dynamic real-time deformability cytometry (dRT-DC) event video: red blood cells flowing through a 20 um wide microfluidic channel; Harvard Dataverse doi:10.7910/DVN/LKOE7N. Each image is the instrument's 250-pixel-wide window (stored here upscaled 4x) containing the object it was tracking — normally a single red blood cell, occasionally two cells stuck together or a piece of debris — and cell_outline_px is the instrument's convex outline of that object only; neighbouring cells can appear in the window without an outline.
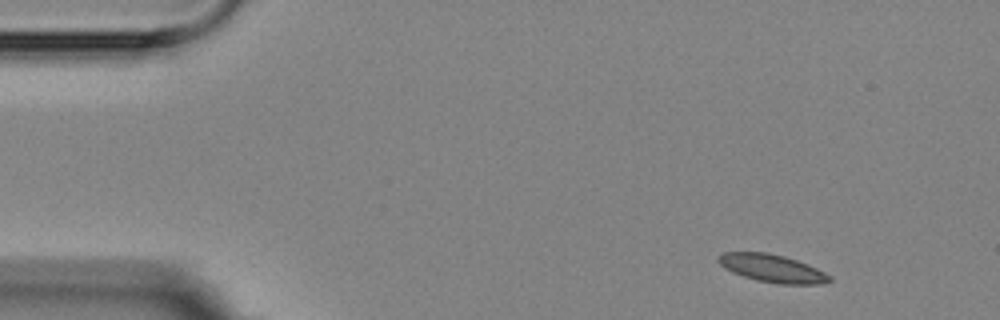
{"species": "Egyptian fruit bat (a non-hibernating species)", "species_latin": "Rousettus aegyptiacus", "temperature_condition": "room temperature", "stored_images_in_passage": 4, "camera_frame_rate_fps": 3000, "um_per_image_px": 0.085, "animal": {"sex": "female"}, "frame": {"image": 1, "passage_image": 1, "time_ms": 0.0, "image_size_px": [1000, 320], "cell_outline_px": [[832, 280], [820, 284], [776, 284], [756, 280], [732, 272], [724, 268], [716, 260], [724, 252], [768, 252], [784, 256], [808, 264], [832, 276]], "centroid_in_image_um": [65.64, 22.81], "position_along_channel_um": 19.4, "area_um2": 18.03}}
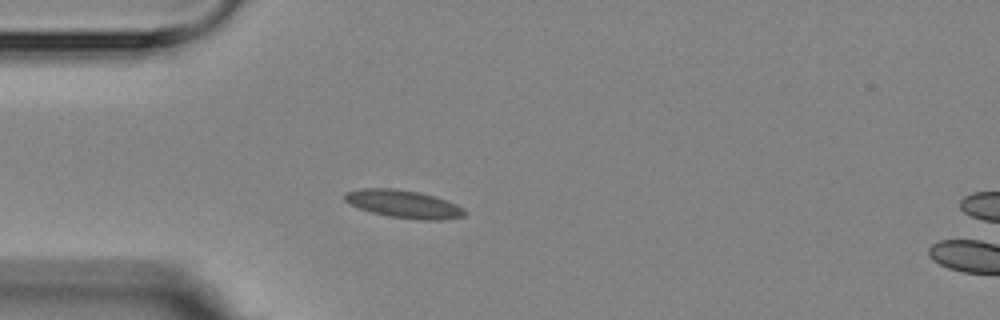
{"frame": {"image": 2, "passage_image": 3, "time_ms": 3.0, "image_size_px": [1000, 320], "cell_outline_px": [[464, 216], [444, 220], [416, 220], [388, 216], [372, 212], [348, 204], [344, 200], [344, 192], [360, 188], [396, 188], [420, 192], [436, 196], [448, 200], [464, 208]], "centroid_in_image_um": [34.3, 17.33], "position_along_channel_um": 50.7, "area_um2": 19.77}}